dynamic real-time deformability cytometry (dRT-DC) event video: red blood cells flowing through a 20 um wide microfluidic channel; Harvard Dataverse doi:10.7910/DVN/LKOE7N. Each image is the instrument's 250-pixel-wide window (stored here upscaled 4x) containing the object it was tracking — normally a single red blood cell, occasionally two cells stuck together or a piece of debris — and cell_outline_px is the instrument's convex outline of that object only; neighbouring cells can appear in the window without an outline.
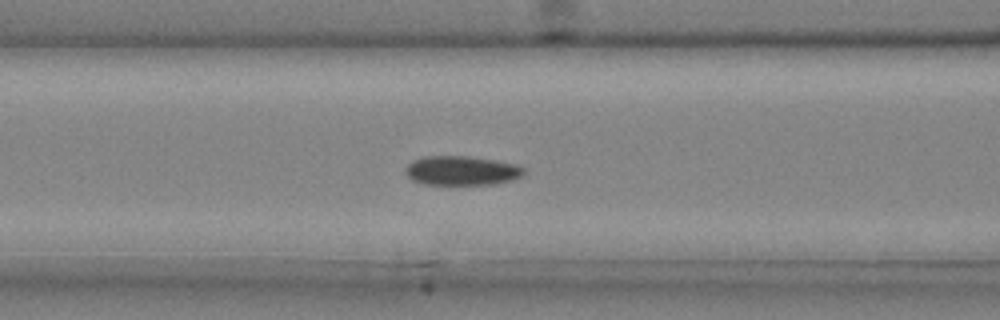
{"species": "common noctule bat (a hibernating species)", "species_latin": "Nyctalus noctula", "temperature_condition": "cold", "stored_images_in_passage": 41, "camera_frame_rate_fps": 3000, "um_per_image_px": 0.085, "animal": {"sex": "male", "body_mass_g": 20.4}, "frame": {"image": 1, "passage_image": 17, "time_ms": 5.333, "image_size_px": [1000, 320], "cell_outline_px": [[524, 176], [512, 180], [496, 184], [424, 184], [412, 180], [404, 172], [404, 168], [412, 160], [424, 156], [468, 156], [496, 160], [520, 164], [524, 168]], "centroid_in_image_um": [39.26, 14.49], "position_along_channel_um": 127.3, "area_um2": 20.52}}
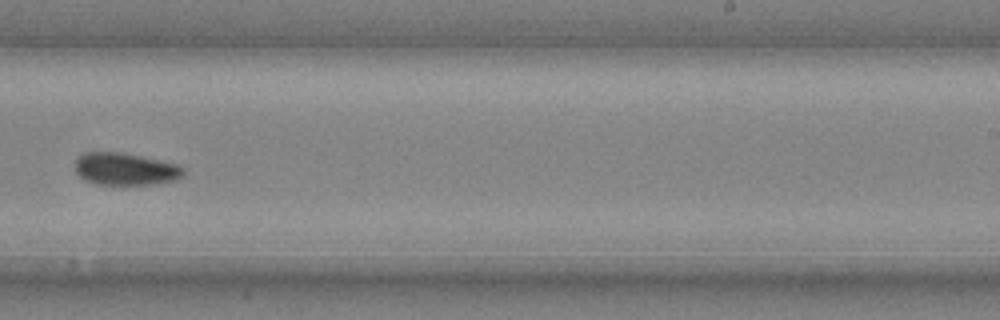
{"frame": {"image": 2, "passage_image": 27, "time_ms": 8.667, "image_size_px": [1000, 320], "cell_outline_px": [[184, 176], [176, 180], [156, 184], [96, 184], [84, 180], [76, 172], [76, 156], [84, 152], [120, 152], [180, 164], [184, 168]], "centroid_in_image_um": [10.67, 14.36], "position_along_channel_um": 278.3, "area_um2": 20.58}}
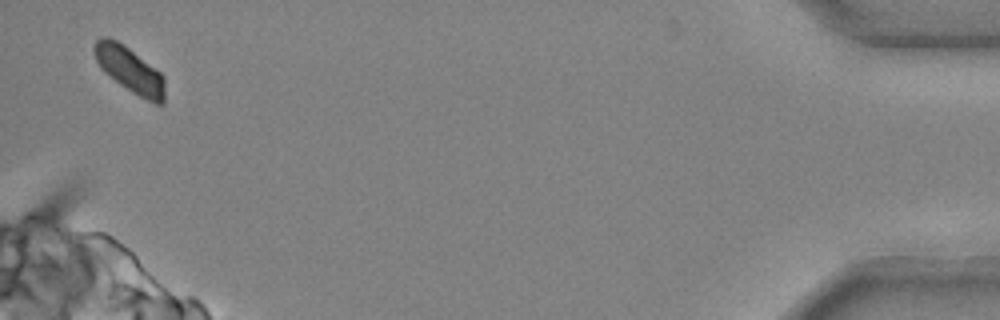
{"frame": {"image": 3, "passage_image": 41, "time_ms": 13.333, "image_size_px": [1000, 320], "cell_outline_px": [[164, 104], [156, 104], [132, 92], [120, 84], [104, 72], [100, 68], [96, 60], [92, 48], [96, 40], [100, 36], [108, 36], [116, 40], [128, 48], [160, 72], [164, 76]], "centroid_in_image_um": [10.99, 5.91], "position_along_channel_um": 424.2, "area_um2": 18.61}}